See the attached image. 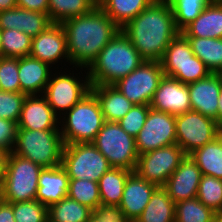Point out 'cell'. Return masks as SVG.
<instances>
[{
  "label": "cell",
  "instance_id": "cell-1",
  "mask_svg": "<svg viewBox=\"0 0 222 222\" xmlns=\"http://www.w3.org/2000/svg\"><path fill=\"white\" fill-rule=\"evenodd\" d=\"M120 30L147 62H159L170 42L179 33L167 0L152 1Z\"/></svg>",
  "mask_w": 222,
  "mask_h": 222
},
{
  "label": "cell",
  "instance_id": "cell-2",
  "mask_svg": "<svg viewBox=\"0 0 222 222\" xmlns=\"http://www.w3.org/2000/svg\"><path fill=\"white\" fill-rule=\"evenodd\" d=\"M66 33L70 65L88 68L120 27L97 5L90 12L61 23Z\"/></svg>",
  "mask_w": 222,
  "mask_h": 222
},
{
  "label": "cell",
  "instance_id": "cell-3",
  "mask_svg": "<svg viewBox=\"0 0 222 222\" xmlns=\"http://www.w3.org/2000/svg\"><path fill=\"white\" fill-rule=\"evenodd\" d=\"M143 62L140 53L120 30L87 68L90 83L91 85H113Z\"/></svg>",
  "mask_w": 222,
  "mask_h": 222
},
{
  "label": "cell",
  "instance_id": "cell-4",
  "mask_svg": "<svg viewBox=\"0 0 222 222\" xmlns=\"http://www.w3.org/2000/svg\"><path fill=\"white\" fill-rule=\"evenodd\" d=\"M105 123L96 97L89 92L59 118L64 145L92 143Z\"/></svg>",
  "mask_w": 222,
  "mask_h": 222
},
{
  "label": "cell",
  "instance_id": "cell-5",
  "mask_svg": "<svg viewBox=\"0 0 222 222\" xmlns=\"http://www.w3.org/2000/svg\"><path fill=\"white\" fill-rule=\"evenodd\" d=\"M63 147L60 130L18 129L12 153L51 168L61 165Z\"/></svg>",
  "mask_w": 222,
  "mask_h": 222
},
{
  "label": "cell",
  "instance_id": "cell-6",
  "mask_svg": "<svg viewBox=\"0 0 222 222\" xmlns=\"http://www.w3.org/2000/svg\"><path fill=\"white\" fill-rule=\"evenodd\" d=\"M73 68L77 70L76 72H78L79 69L82 75L80 72L73 73L74 71H72L71 73L70 69L74 70ZM68 69L66 70L64 68L63 71L54 70L53 74L50 76L44 93L42 94L47 100V103L53 109V112L59 118L61 115L69 111L76 103L81 101L91 89L87 68L72 66L71 68L68 67ZM83 71L86 76L83 75ZM74 74L76 76H74Z\"/></svg>",
  "mask_w": 222,
  "mask_h": 222
},
{
  "label": "cell",
  "instance_id": "cell-7",
  "mask_svg": "<svg viewBox=\"0 0 222 222\" xmlns=\"http://www.w3.org/2000/svg\"><path fill=\"white\" fill-rule=\"evenodd\" d=\"M43 168L10 153L0 187V198L8 203L36 200L38 178Z\"/></svg>",
  "mask_w": 222,
  "mask_h": 222
},
{
  "label": "cell",
  "instance_id": "cell-8",
  "mask_svg": "<svg viewBox=\"0 0 222 222\" xmlns=\"http://www.w3.org/2000/svg\"><path fill=\"white\" fill-rule=\"evenodd\" d=\"M92 143L112 168L134 172L139 157L135 138L126 133L118 122L105 121Z\"/></svg>",
  "mask_w": 222,
  "mask_h": 222
},
{
  "label": "cell",
  "instance_id": "cell-9",
  "mask_svg": "<svg viewBox=\"0 0 222 222\" xmlns=\"http://www.w3.org/2000/svg\"><path fill=\"white\" fill-rule=\"evenodd\" d=\"M61 166L69 179H88L95 182L112 168L93 143L64 145Z\"/></svg>",
  "mask_w": 222,
  "mask_h": 222
},
{
  "label": "cell",
  "instance_id": "cell-10",
  "mask_svg": "<svg viewBox=\"0 0 222 222\" xmlns=\"http://www.w3.org/2000/svg\"><path fill=\"white\" fill-rule=\"evenodd\" d=\"M163 77L164 72L160 61H144L113 85L134 105H150Z\"/></svg>",
  "mask_w": 222,
  "mask_h": 222
},
{
  "label": "cell",
  "instance_id": "cell-11",
  "mask_svg": "<svg viewBox=\"0 0 222 222\" xmlns=\"http://www.w3.org/2000/svg\"><path fill=\"white\" fill-rule=\"evenodd\" d=\"M185 156L177 144L158 148L139 155L134 172L148 182L163 187Z\"/></svg>",
  "mask_w": 222,
  "mask_h": 222
},
{
  "label": "cell",
  "instance_id": "cell-12",
  "mask_svg": "<svg viewBox=\"0 0 222 222\" xmlns=\"http://www.w3.org/2000/svg\"><path fill=\"white\" fill-rule=\"evenodd\" d=\"M176 144L186 155L213 141L217 137V122L208 116L190 110L175 115Z\"/></svg>",
  "mask_w": 222,
  "mask_h": 222
},
{
  "label": "cell",
  "instance_id": "cell-13",
  "mask_svg": "<svg viewBox=\"0 0 222 222\" xmlns=\"http://www.w3.org/2000/svg\"><path fill=\"white\" fill-rule=\"evenodd\" d=\"M135 142L138 155L176 144L175 115L150 108Z\"/></svg>",
  "mask_w": 222,
  "mask_h": 222
},
{
  "label": "cell",
  "instance_id": "cell-14",
  "mask_svg": "<svg viewBox=\"0 0 222 222\" xmlns=\"http://www.w3.org/2000/svg\"><path fill=\"white\" fill-rule=\"evenodd\" d=\"M30 56L48 63L55 70L59 69L57 65H60V63L62 66L64 62L61 69L66 66L67 63L65 62L70 64V58L67 52L66 33L62 25L53 23L44 32L33 37Z\"/></svg>",
  "mask_w": 222,
  "mask_h": 222
},
{
  "label": "cell",
  "instance_id": "cell-15",
  "mask_svg": "<svg viewBox=\"0 0 222 222\" xmlns=\"http://www.w3.org/2000/svg\"><path fill=\"white\" fill-rule=\"evenodd\" d=\"M150 108L173 115L190 111L188 84L164 75L155 91Z\"/></svg>",
  "mask_w": 222,
  "mask_h": 222
},
{
  "label": "cell",
  "instance_id": "cell-16",
  "mask_svg": "<svg viewBox=\"0 0 222 222\" xmlns=\"http://www.w3.org/2000/svg\"><path fill=\"white\" fill-rule=\"evenodd\" d=\"M201 178L202 172L199 167L190 155H186L167 179L163 188L174 203L194 199L196 198Z\"/></svg>",
  "mask_w": 222,
  "mask_h": 222
},
{
  "label": "cell",
  "instance_id": "cell-17",
  "mask_svg": "<svg viewBox=\"0 0 222 222\" xmlns=\"http://www.w3.org/2000/svg\"><path fill=\"white\" fill-rule=\"evenodd\" d=\"M17 124L18 129L59 130V117L43 95H27Z\"/></svg>",
  "mask_w": 222,
  "mask_h": 222
},
{
  "label": "cell",
  "instance_id": "cell-18",
  "mask_svg": "<svg viewBox=\"0 0 222 222\" xmlns=\"http://www.w3.org/2000/svg\"><path fill=\"white\" fill-rule=\"evenodd\" d=\"M222 86L220 73L188 84L191 110L213 118L217 122L218 99Z\"/></svg>",
  "mask_w": 222,
  "mask_h": 222
},
{
  "label": "cell",
  "instance_id": "cell-19",
  "mask_svg": "<svg viewBox=\"0 0 222 222\" xmlns=\"http://www.w3.org/2000/svg\"><path fill=\"white\" fill-rule=\"evenodd\" d=\"M157 188L135 172L128 176L119 207L130 222H135L141 215Z\"/></svg>",
  "mask_w": 222,
  "mask_h": 222
},
{
  "label": "cell",
  "instance_id": "cell-20",
  "mask_svg": "<svg viewBox=\"0 0 222 222\" xmlns=\"http://www.w3.org/2000/svg\"><path fill=\"white\" fill-rule=\"evenodd\" d=\"M52 24L48 14L26 10L18 6L13 9L0 11L1 30H19L31 38L44 32Z\"/></svg>",
  "mask_w": 222,
  "mask_h": 222
},
{
  "label": "cell",
  "instance_id": "cell-21",
  "mask_svg": "<svg viewBox=\"0 0 222 222\" xmlns=\"http://www.w3.org/2000/svg\"><path fill=\"white\" fill-rule=\"evenodd\" d=\"M55 69L32 56L18 58L20 92L26 95H42Z\"/></svg>",
  "mask_w": 222,
  "mask_h": 222
},
{
  "label": "cell",
  "instance_id": "cell-22",
  "mask_svg": "<svg viewBox=\"0 0 222 222\" xmlns=\"http://www.w3.org/2000/svg\"><path fill=\"white\" fill-rule=\"evenodd\" d=\"M69 177L60 166L43 168L38 178L36 200L50 207L67 197Z\"/></svg>",
  "mask_w": 222,
  "mask_h": 222
},
{
  "label": "cell",
  "instance_id": "cell-23",
  "mask_svg": "<svg viewBox=\"0 0 222 222\" xmlns=\"http://www.w3.org/2000/svg\"><path fill=\"white\" fill-rule=\"evenodd\" d=\"M105 121L118 122L134 106L114 85H91Z\"/></svg>",
  "mask_w": 222,
  "mask_h": 222
},
{
  "label": "cell",
  "instance_id": "cell-24",
  "mask_svg": "<svg viewBox=\"0 0 222 222\" xmlns=\"http://www.w3.org/2000/svg\"><path fill=\"white\" fill-rule=\"evenodd\" d=\"M194 56L187 37L179 32L170 42L160 60L165 76L175 78L177 75H186V65Z\"/></svg>",
  "mask_w": 222,
  "mask_h": 222
},
{
  "label": "cell",
  "instance_id": "cell-25",
  "mask_svg": "<svg viewBox=\"0 0 222 222\" xmlns=\"http://www.w3.org/2000/svg\"><path fill=\"white\" fill-rule=\"evenodd\" d=\"M182 33L186 37L222 38V3L213 1Z\"/></svg>",
  "mask_w": 222,
  "mask_h": 222
},
{
  "label": "cell",
  "instance_id": "cell-26",
  "mask_svg": "<svg viewBox=\"0 0 222 222\" xmlns=\"http://www.w3.org/2000/svg\"><path fill=\"white\" fill-rule=\"evenodd\" d=\"M135 222H175V203L163 187H158Z\"/></svg>",
  "mask_w": 222,
  "mask_h": 222
},
{
  "label": "cell",
  "instance_id": "cell-27",
  "mask_svg": "<svg viewBox=\"0 0 222 222\" xmlns=\"http://www.w3.org/2000/svg\"><path fill=\"white\" fill-rule=\"evenodd\" d=\"M132 171L111 168L98 181L101 205L119 206L126 180Z\"/></svg>",
  "mask_w": 222,
  "mask_h": 222
},
{
  "label": "cell",
  "instance_id": "cell-28",
  "mask_svg": "<svg viewBox=\"0 0 222 222\" xmlns=\"http://www.w3.org/2000/svg\"><path fill=\"white\" fill-rule=\"evenodd\" d=\"M189 155L199 167L202 175L222 179V143L217 137Z\"/></svg>",
  "mask_w": 222,
  "mask_h": 222
},
{
  "label": "cell",
  "instance_id": "cell-29",
  "mask_svg": "<svg viewBox=\"0 0 222 222\" xmlns=\"http://www.w3.org/2000/svg\"><path fill=\"white\" fill-rule=\"evenodd\" d=\"M152 1L154 0H101L98 6L122 28L146 9Z\"/></svg>",
  "mask_w": 222,
  "mask_h": 222
},
{
  "label": "cell",
  "instance_id": "cell-30",
  "mask_svg": "<svg viewBox=\"0 0 222 222\" xmlns=\"http://www.w3.org/2000/svg\"><path fill=\"white\" fill-rule=\"evenodd\" d=\"M192 51L211 71L222 72V38L187 37Z\"/></svg>",
  "mask_w": 222,
  "mask_h": 222
},
{
  "label": "cell",
  "instance_id": "cell-31",
  "mask_svg": "<svg viewBox=\"0 0 222 222\" xmlns=\"http://www.w3.org/2000/svg\"><path fill=\"white\" fill-rule=\"evenodd\" d=\"M92 213L91 209L67 196L48 207V221L88 222Z\"/></svg>",
  "mask_w": 222,
  "mask_h": 222
},
{
  "label": "cell",
  "instance_id": "cell-32",
  "mask_svg": "<svg viewBox=\"0 0 222 222\" xmlns=\"http://www.w3.org/2000/svg\"><path fill=\"white\" fill-rule=\"evenodd\" d=\"M97 5L94 0H48V15L52 23L61 24L90 12Z\"/></svg>",
  "mask_w": 222,
  "mask_h": 222
},
{
  "label": "cell",
  "instance_id": "cell-33",
  "mask_svg": "<svg viewBox=\"0 0 222 222\" xmlns=\"http://www.w3.org/2000/svg\"><path fill=\"white\" fill-rule=\"evenodd\" d=\"M171 6L177 30L182 32L213 0H167Z\"/></svg>",
  "mask_w": 222,
  "mask_h": 222
},
{
  "label": "cell",
  "instance_id": "cell-34",
  "mask_svg": "<svg viewBox=\"0 0 222 222\" xmlns=\"http://www.w3.org/2000/svg\"><path fill=\"white\" fill-rule=\"evenodd\" d=\"M216 214L197 197L175 203V222H215Z\"/></svg>",
  "mask_w": 222,
  "mask_h": 222
},
{
  "label": "cell",
  "instance_id": "cell-35",
  "mask_svg": "<svg viewBox=\"0 0 222 222\" xmlns=\"http://www.w3.org/2000/svg\"><path fill=\"white\" fill-rule=\"evenodd\" d=\"M67 196L92 211L101 205L98 182L88 179H69Z\"/></svg>",
  "mask_w": 222,
  "mask_h": 222
},
{
  "label": "cell",
  "instance_id": "cell-36",
  "mask_svg": "<svg viewBox=\"0 0 222 222\" xmlns=\"http://www.w3.org/2000/svg\"><path fill=\"white\" fill-rule=\"evenodd\" d=\"M2 57L21 58L29 56L32 38L15 29L1 30Z\"/></svg>",
  "mask_w": 222,
  "mask_h": 222
},
{
  "label": "cell",
  "instance_id": "cell-37",
  "mask_svg": "<svg viewBox=\"0 0 222 222\" xmlns=\"http://www.w3.org/2000/svg\"><path fill=\"white\" fill-rule=\"evenodd\" d=\"M196 197L214 212L222 211V179L202 175Z\"/></svg>",
  "mask_w": 222,
  "mask_h": 222
},
{
  "label": "cell",
  "instance_id": "cell-38",
  "mask_svg": "<svg viewBox=\"0 0 222 222\" xmlns=\"http://www.w3.org/2000/svg\"><path fill=\"white\" fill-rule=\"evenodd\" d=\"M15 222H47L48 207L38 200L12 203Z\"/></svg>",
  "mask_w": 222,
  "mask_h": 222
},
{
  "label": "cell",
  "instance_id": "cell-39",
  "mask_svg": "<svg viewBox=\"0 0 222 222\" xmlns=\"http://www.w3.org/2000/svg\"><path fill=\"white\" fill-rule=\"evenodd\" d=\"M26 96L22 92L0 91V118L18 123Z\"/></svg>",
  "mask_w": 222,
  "mask_h": 222
},
{
  "label": "cell",
  "instance_id": "cell-40",
  "mask_svg": "<svg viewBox=\"0 0 222 222\" xmlns=\"http://www.w3.org/2000/svg\"><path fill=\"white\" fill-rule=\"evenodd\" d=\"M0 86L2 91L20 92L18 58L0 57Z\"/></svg>",
  "mask_w": 222,
  "mask_h": 222
},
{
  "label": "cell",
  "instance_id": "cell-41",
  "mask_svg": "<svg viewBox=\"0 0 222 222\" xmlns=\"http://www.w3.org/2000/svg\"><path fill=\"white\" fill-rule=\"evenodd\" d=\"M149 109L150 105H134L118 123L126 133L135 138L144 126Z\"/></svg>",
  "mask_w": 222,
  "mask_h": 222
},
{
  "label": "cell",
  "instance_id": "cell-42",
  "mask_svg": "<svg viewBox=\"0 0 222 222\" xmlns=\"http://www.w3.org/2000/svg\"><path fill=\"white\" fill-rule=\"evenodd\" d=\"M210 74L211 71L208 67L194 55L186 65V75H177L175 79L184 84H189L204 79Z\"/></svg>",
  "mask_w": 222,
  "mask_h": 222
},
{
  "label": "cell",
  "instance_id": "cell-43",
  "mask_svg": "<svg viewBox=\"0 0 222 222\" xmlns=\"http://www.w3.org/2000/svg\"><path fill=\"white\" fill-rule=\"evenodd\" d=\"M88 222H130L119 206L100 205Z\"/></svg>",
  "mask_w": 222,
  "mask_h": 222
},
{
  "label": "cell",
  "instance_id": "cell-44",
  "mask_svg": "<svg viewBox=\"0 0 222 222\" xmlns=\"http://www.w3.org/2000/svg\"><path fill=\"white\" fill-rule=\"evenodd\" d=\"M17 130V122L0 118V148L6 150L9 154L14 149Z\"/></svg>",
  "mask_w": 222,
  "mask_h": 222
},
{
  "label": "cell",
  "instance_id": "cell-45",
  "mask_svg": "<svg viewBox=\"0 0 222 222\" xmlns=\"http://www.w3.org/2000/svg\"><path fill=\"white\" fill-rule=\"evenodd\" d=\"M16 2L20 8L48 14V0H16Z\"/></svg>",
  "mask_w": 222,
  "mask_h": 222
},
{
  "label": "cell",
  "instance_id": "cell-46",
  "mask_svg": "<svg viewBox=\"0 0 222 222\" xmlns=\"http://www.w3.org/2000/svg\"><path fill=\"white\" fill-rule=\"evenodd\" d=\"M0 222H15L12 203L0 198Z\"/></svg>",
  "mask_w": 222,
  "mask_h": 222
},
{
  "label": "cell",
  "instance_id": "cell-47",
  "mask_svg": "<svg viewBox=\"0 0 222 222\" xmlns=\"http://www.w3.org/2000/svg\"><path fill=\"white\" fill-rule=\"evenodd\" d=\"M8 155L9 153L6 150H3L0 148V187L2 184V180H3L5 168H6Z\"/></svg>",
  "mask_w": 222,
  "mask_h": 222
},
{
  "label": "cell",
  "instance_id": "cell-48",
  "mask_svg": "<svg viewBox=\"0 0 222 222\" xmlns=\"http://www.w3.org/2000/svg\"><path fill=\"white\" fill-rule=\"evenodd\" d=\"M17 6L16 0H0V11L13 9Z\"/></svg>",
  "mask_w": 222,
  "mask_h": 222
},
{
  "label": "cell",
  "instance_id": "cell-49",
  "mask_svg": "<svg viewBox=\"0 0 222 222\" xmlns=\"http://www.w3.org/2000/svg\"><path fill=\"white\" fill-rule=\"evenodd\" d=\"M217 124H222V86L218 99V112H217Z\"/></svg>",
  "mask_w": 222,
  "mask_h": 222
},
{
  "label": "cell",
  "instance_id": "cell-50",
  "mask_svg": "<svg viewBox=\"0 0 222 222\" xmlns=\"http://www.w3.org/2000/svg\"><path fill=\"white\" fill-rule=\"evenodd\" d=\"M217 138L222 143V124L218 125V127H217Z\"/></svg>",
  "mask_w": 222,
  "mask_h": 222
},
{
  "label": "cell",
  "instance_id": "cell-51",
  "mask_svg": "<svg viewBox=\"0 0 222 222\" xmlns=\"http://www.w3.org/2000/svg\"><path fill=\"white\" fill-rule=\"evenodd\" d=\"M215 222H222V211L216 214Z\"/></svg>",
  "mask_w": 222,
  "mask_h": 222
},
{
  "label": "cell",
  "instance_id": "cell-52",
  "mask_svg": "<svg viewBox=\"0 0 222 222\" xmlns=\"http://www.w3.org/2000/svg\"><path fill=\"white\" fill-rule=\"evenodd\" d=\"M0 57H2L1 29H0Z\"/></svg>",
  "mask_w": 222,
  "mask_h": 222
},
{
  "label": "cell",
  "instance_id": "cell-53",
  "mask_svg": "<svg viewBox=\"0 0 222 222\" xmlns=\"http://www.w3.org/2000/svg\"><path fill=\"white\" fill-rule=\"evenodd\" d=\"M215 2H218V3H222V0H213Z\"/></svg>",
  "mask_w": 222,
  "mask_h": 222
},
{
  "label": "cell",
  "instance_id": "cell-54",
  "mask_svg": "<svg viewBox=\"0 0 222 222\" xmlns=\"http://www.w3.org/2000/svg\"><path fill=\"white\" fill-rule=\"evenodd\" d=\"M97 4L101 1V0H94Z\"/></svg>",
  "mask_w": 222,
  "mask_h": 222
}]
</instances>
